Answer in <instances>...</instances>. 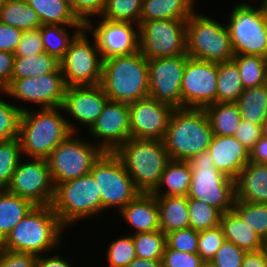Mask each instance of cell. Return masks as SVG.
<instances>
[{"label": "cell", "mask_w": 267, "mask_h": 267, "mask_svg": "<svg viewBox=\"0 0 267 267\" xmlns=\"http://www.w3.org/2000/svg\"><path fill=\"white\" fill-rule=\"evenodd\" d=\"M213 136L203 108H174L163 142L171 160L188 161L208 150Z\"/></svg>", "instance_id": "1"}, {"label": "cell", "mask_w": 267, "mask_h": 267, "mask_svg": "<svg viewBox=\"0 0 267 267\" xmlns=\"http://www.w3.org/2000/svg\"><path fill=\"white\" fill-rule=\"evenodd\" d=\"M59 109L62 110L52 107L22 111L18 139L23 154L46 159L63 140L76 133L75 126L60 115Z\"/></svg>", "instance_id": "2"}, {"label": "cell", "mask_w": 267, "mask_h": 267, "mask_svg": "<svg viewBox=\"0 0 267 267\" xmlns=\"http://www.w3.org/2000/svg\"><path fill=\"white\" fill-rule=\"evenodd\" d=\"M100 85L111 101L131 103L149 96L148 59L139 50L103 60Z\"/></svg>", "instance_id": "3"}, {"label": "cell", "mask_w": 267, "mask_h": 267, "mask_svg": "<svg viewBox=\"0 0 267 267\" xmlns=\"http://www.w3.org/2000/svg\"><path fill=\"white\" fill-rule=\"evenodd\" d=\"M64 229L52 206H35L0 243V248L38 256L60 245Z\"/></svg>", "instance_id": "4"}, {"label": "cell", "mask_w": 267, "mask_h": 267, "mask_svg": "<svg viewBox=\"0 0 267 267\" xmlns=\"http://www.w3.org/2000/svg\"><path fill=\"white\" fill-rule=\"evenodd\" d=\"M114 153L140 193H153L157 189L171 161L164 142L154 139L129 138Z\"/></svg>", "instance_id": "5"}, {"label": "cell", "mask_w": 267, "mask_h": 267, "mask_svg": "<svg viewBox=\"0 0 267 267\" xmlns=\"http://www.w3.org/2000/svg\"><path fill=\"white\" fill-rule=\"evenodd\" d=\"M192 169L188 198L213 205L222 213L233 210L235 181L217 170L208 150L187 161Z\"/></svg>", "instance_id": "6"}, {"label": "cell", "mask_w": 267, "mask_h": 267, "mask_svg": "<svg viewBox=\"0 0 267 267\" xmlns=\"http://www.w3.org/2000/svg\"><path fill=\"white\" fill-rule=\"evenodd\" d=\"M193 12L186 20V54L208 62H227L234 58L227 25Z\"/></svg>", "instance_id": "7"}, {"label": "cell", "mask_w": 267, "mask_h": 267, "mask_svg": "<svg viewBox=\"0 0 267 267\" xmlns=\"http://www.w3.org/2000/svg\"><path fill=\"white\" fill-rule=\"evenodd\" d=\"M51 206L64 227L103 210L100 190L91 173L58 184Z\"/></svg>", "instance_id": "8"}, {"label": "cell", "mask_w": 267, "mask_h": 267, "mask_svg": "<svg viewBox=\"0 0 267 267\" xmlns=\"http://www.w3.org/2000/svg\"><path fill=\"white\" fill-rule=\"evenodd\" d=\"M70 134L46 158L54 186L89 174L93 164L104 153L97 144ZM97 145V146H96Z\"/></svg>", "instance_id": "9"}, {"label": "cell", "mask_w": 267, "mask_h": 267, "mask_svg": "<svg viewBox=\"0 0 267 267\" xmlns=\"http://www.w3.org/2000/svg\"><path fill=\"white\" fill-rule=\"evenodd\" d=\"M229 20L227 28L234 54L267 58V25L261 6L240 3L232 9Z\"/></svg>", "instance_id": "10"}, {"label": "cell", "mask_w": 267, "mask_h": 267, "mask_svg": "<svg viewBox=\"0 0 267 267\" xmlns=\"http://www.w3.org/2000/svg\"><path fill=\"white\" fill-rule=\"evenodd\" d=\"M90 173L100 190L103 210L113 206L121 210L140 193L114 152H104Z\"/></svg>", "instance_id": "11"}, {"label": "cell", "mask_w": 267, "mask_h": 267, "mask_svg": "<svg viewBox=\"0 0 267 267\" xmlns=\"http://www.w3.org/2000/svg\"><path fill=\"white\" fill-rule=\"evenodd\" d=\"M85 31L83 28L74 37L59 61L66 87L93 86L101 82L103 59L96 42L93 47Z\"/></svg>", "instance_id": "12"}, {"label": "cell", "mask_w": 267, "mask_h": 267, "mask_svg": "<svg viewBox=\"0 0 267 267\" xmlns=\"http://www.w3.org/2000/svg\"><path fill=\"white\" fill-rule=\"evenodd\" d=\"M139 50L147 59L186 54V20L139 22Z\"/></svg>", "instance_id": "13"}, {"label": "cell", "mask_w": 267, "mask_h": 267, "mask_svg": "<svg viewBox=\"0 0 267 267\" xmlns=\"http://www.w3.org/2000/svg\"><path fill=\"white\" fill-rule=\"evenodd\" d=\"M8 192L31 201L35 206H51L55 193L47 159L32 158L30 162H19Z\"/></svg>", "instance_id": "14"}, {"label": "cell", "mask_w": 267, "mask_h": 267, "mask_svg": "<svg viewBox=\"0 0 267 267\" xmlns=\"http://www.w3.org/2000/svg\"><path fill=\"white\" fill-rule=\"evenodd\" d=\"M188 55L148 59L149 96L182 108L181 86Z\"/></svg>", "instance_id": "15"}, {"label": "cell", "mask_w": 267, "mask_h": 267, "mask_svg": "<svg viewBox=\"0 0 267 267\" xmlns=\"http://www.w3.org/2000/svg\"><path fill=\"white\" fill-rule=\"evenodd\" d=\"M218 63L188 56L183 74L182 108H205L216 103Z\"/></svg>", "instance_id": "16"}, {"label": "cell", "mask_w": 267, "mask_h": 267, "mask_svg": "<svg viewBox=\"0 0 267 267\" xmlns=\"http://www.w3.org/2000/svg\"><path fill=\"white\" fill-rule=\"evenodd\" d=\"M66 84L60 67L43 76L11 79L4 94L27 102L37 103L42 108L61 107Z\"/></svg>", "instance_id": "17"}, {"label": "cell", "mask_w": 267, "mask_h": 267, "mask_svg": "<svg viewBox=\"0 0 267 267\" xmlns=\"http://www.w3.org/2000/svg\"><path fill=\"white\" fill-rule=\"evenodd\" d=\"M92 26L94 24L89 20L84 28L93 32L94 42L103 60L139 51V26L135 28L133 23L105 19L99 21V26Z\"/></svg>", "instance_id": "18"}, {"label": "cell", "mask_w": 267, "mask_h": 267, "mask_svg": "<svg viewBox=\"0 0 267 267\" xmlns=\"http://www.w3.org/2000/svg\"><path fill=\"white\" fill-rule=\"evenodd\" d=\"M130 138L163 141L174 108L150 96L129 103Z\"/></svg>", "instance_id": "19"}, {"label": "cell", "mask_w": 267, "mask_h": 267, "mask_svg": "<svg viewBox=\"0 0 267 267\" xmlns=\"http://www.w3.org/2000/svg\"><path fill=\"white\" fill-rule=\"evenodd\" d=\"M89 130L103 139L98 145L104 152H115L130 138L129 103L108 100Z\"/></svg>", "instance_id": "20"}, {"label": "cell", "mask_w": 267, "mask_h": 267, "mask_svg": "<svg viewBox=\"0 0 267 267\" xmlns=\"http://www.w3.org/2000/svg\"><path fill=\"white\" fill-rule=\"evenodd\" d=\"M108 100L100 84L67 87L61 109L90 129Z\"/></svg>", "instance_id": "21"}, {"label": "cell", "mask_w": 267, "mask_h": 267, "mask_svg": "<svg viewBox=\"0 0 267 267\" xmlns=\"http://www.w3.org/2000/svg\"><path fill=\"white\" fill-rule=\"evenodd\" d=\"M208 151L214 161L215 168L233 180L250 162V151L234 136L214 135Z\"/></svg>", "instance_id": "22"}, {"label": "cell", "mask_w": 267, "mask_h": 267, "mask_svg": "<svg viewBox=\"0 0 267 267\" xmlns=\"http://www.w3.org/2000/svg\"><path fill=\"white\" fill-rule=\"evenodd\" d=\"M120 213L135 228V234L161 230L158 203L152 193H139Z\"/></svg>", "instance_id": "23"}, {"label": "cell", "mask_w": 267, "mask_h": 267, "mask_svg": "<svg viewBox=\"0 0 267 267\" xmlns=\"http://www.w3.org/2000/svg\"><path fill=\"white\" fill-rule=\"evenodd\" d=\"M235 181V200L267 203V164L249 162Z\"/></svg>", "instance_id": "24"}, {"label": "cell", "mask_w": 267, "mask_h": 267, "mask_svg": "<svg viewBox=\"0 0 267 267\" xmlns=\"http://www.w3.org/2000/svg\"><path fill=\"white\" fill-rule=\"evenodd\" d=\"M220 226L225 240L246 252L263 249V239L234 210L222 213Z\"/></svg>", "instance_id": "25"}, {"label": "cell", "mask_w": 267, "mask_h": 267, "mask_svg": "<svg viewBox=\"0 0 267 267\" xmlns=\"http://www.w3.org/2000/svg\"><path fill=\"white\" fill-rule=\"evenodd\" d=\"M159 208L160 229L166 234L189 228L187 196H155Z\"/></svg>", "instance_id": "26"}, {"label": "cell", "mask_w": 267, "mask_h": 267, "mask_svg": "<svg viewBox=\"0 0 267 267\" xmlns=\"http://www.w3.org/2000/svg\"><path fill=\"white\" fill-rule=\"evenodd\" d=\"M37 13L42 25H66L83 29L71 6L62 0H25Z\"/></svg>", "instance_id": "27"}, {"label": "cell", "mask_w": 267, "mask_h": 267, "mask_svg": "<svg viewBox=\"0 0 267 267\" xmlns=\"http://www.w3.org/2000/svg\"><path fill=\"white\" fill-rule=\"evenodd\" d=\"M195 0H143L140 22L157 19L187 20Z\"/></svg>", "instance_id": "28"}, {"label": "cell", "mask_w": 267, "mask_h": 267, "mask_svg": "<svg viewBox=\"0 0 267 267\" xmlns=\"http://www.w3.org/2000/svg\"><path fill=\"white\" fill-rule=\"evenodd\" d=\"M34 207L31 201L0 190V243Z\"/></svg>", "instance_id": "29"}, {"label": "cell", "mask_w": 267, "mask_h": 267, "mask_svg": "<svg viewBox=\"0 0 267 267\" xmlns=\"http://www.w3.org/2000/svg\"><path fill=\"white\" fill-rule=\"evenodd\" d=\"M192 179V169L187 161L171 160L164 172L154 196H188ZM169 190L162 193L161 186Z\"/></svg>", "instance_id": "30"}, {"label": "cell", "mask_w": 267, "mask_h": 267, "mask_svg": "<svg viewBox=\"0 0 267 267\" xmlns=\"http://www.w3.org/2000/svg\"><path fill=\"white\" fill-rule=\"evenodd\" d=\"M211 129L217 136H233L241 122V115L236 102H216L204 108Z\"/></svg>", "instance_id": "31"}, {"label": "cell", "mask_w": 267, "mask_h": 267, "mask_svg": "<svg viewBox=\"0 0 267 267\" xmlns=\"http://www.w3.org/2000/svg\"><path fill=\"white\" fill-rule=\"evenodd\" d=\"M0 23L22 31L42 26L37 13L25 0H5L0 5Z\"/></svg>", "instance_id": "32"}, {"label": "cell", "mask_w": 267, "mask_h": 267, "mask_svg": "<svg viewBox=\"0 0 267 267\" xmlns=\"http://www.w3.org/2000/svg\"><path fill=\"white\" fill-rule=\"evenodd\" d=\"M236 103L242 120L262 125L267 116V83L244 89Z\"/></svg>", "instance_id": "33"}, {"label": "cell", "mask_w": 267, "mask_h": 267, "mask_svg": "<svg viewBox=\"0 0 267 267\" xmlns=\"http://www.w3.org/2000/svg\"><path fill=\"white\" fill-rule=\"evenodd\" d=\"M59 67V60L45 52L26 57L14 56L11 79L43 76Z\"/></svg>", "instance_id": "34"}, {"label": "cell", "mask_w": 267, "mask_h": 267, "mask_svg": "<svg viewBox=\"0 0 267 267\" xmlns=\"http://www.w3.org/2000/svg\"><path fill=\"white\" fill-rule=\"evenodd\" d=\"M243 90L236 63L233 60L218 63L216 102H236Z\"/></svg>", "instance_id": "35"}, {"label": "cell", "mask_w": 267, "mask_h": 267, "mask_svg": "<svg viewBox=\"0 0 267 267\" xmlns=\"http://www.w3.org/2000/svg\"><path fill=\"white\" fill-rule=\"evenodd\" d=\"M232 60L238 67L244 89L267 83V58L259 55H234Z\"/></svg>", "instance_id": "36"}, {"label": "cell", "mask_w": 267, "mask_h": 267, "mask_svg": "<svg viewBox=\"0 0 267 267\" xmlns=\"http://www.w3.org/2000/svg\"><path fill=\"white\" fill-rule=\"evenodd\" d=\"M81 30L75 29L72 37H70L69 32H66L65 25H42L40 33L45 53L60 61L68 50L70 42Z\"/></svg>", "instance_id": "37"}, {"label": "cell", "mask_w": 267, "mask_h": 267, "mask_svg": "<svg viewBox=\"0 0 267 267\" xmlns=\"http://www.w3.org/2000/svg\"><path fill=\"white\" fill-rule=\"evenodd\" d=\"M135 255L139 259L161 260L166 248V234L162 230L132 234Z\"/></svg>", "instance_id": "38"}, {"label": "cell", "mask_w": 267, "mask_h": 267, "mask_svg": "<svg viewBox=\"0 0 267 267\" xmlns=\"http://www.w3.org/2000/svg\"><path fill=\"white\" fill-rule=\"evenodd\" d=\"M143 0H106L100 16L109 21L129 22L139 26Z\"/></svg>", "instance_id": "39"}, {"label": "cell", "mask_w": 267, "mask_h": 267, "mask_svg": "<svg viewBox=\"0 0 267 267\" xmlns=\"http://www.w3.org/2000/svg\"><path fill=\"white\" fill-rule=\"evenodd\" d=\"M188 212L189 227L198 232L220 225L222 212L213 205L188 198Z\"/></svg>", "instance_id": "40"}, {"label": "cell", "mask_w": 267, "mask_h": 267, "mask_svg": "<svg viewBox=\"0 0 267 267\" xmlns=\"http://www.w3.org/2000/svg\"><path fill=\"white\" fill-rule=\"evenodd\" d=\"M233 210L263 241L267 240V203H247L235 200Z\"/></svg>", "instance_id": "41"}, {"label": "cell", "mask_w": 267, "mask_h": 267, "mask_svg": "<svg viewBox=\"0 0 267 267\" xmlns=\"http://www.w3.org/2000/svg\"><path fill=\"white\" fill-rule=\"evenodd\" d=\"M22 150L18 137L0 141V190L7 189L17 165L20 162Z\"/></svg>", "instance_id": "42"}, {"label": "cell", "mask_w": 267, "mask_h": 267, "mask_svg": "<svg viewBox=\"0 0 267 267\" xmlns=\"http://www.w3.org/2000/svg\"><path fill=\"white\" fill-rule=\"evenodd\" d=\"M22 111L24 108L15 107L0 99V141L18 137Z\"/></svg>", "instance_id": "43"}, {"label": "cell", "mask_w": 267, "mask_h": 267, "mask_svg": "<svg viewBox=\"0 0 267 267\" xmlns=\"http://www.w3.org/2000/svg\"><path fill=\"white\" fill-rule=\"evenodd\" d=\"M110 267H126L136 258L132 236L121 237L113 241L107 249Z\"/></svg>", "instance_id": "44"}, {"label": "cell", "mask_w": 267, "mask_h": 267, "mask_svg": "<svg viewBox=\"0 0 267 267\" xmlns=\"http://www.w3.org/2000/svg\"><path fill=\"white\" fill-rule=\"evenodd\" d=\"M224 241L225 237L220 225L211 229L199 231L197 253L204 261L211 260Z\"/></svg>", "instance_id": "45"}, {"label": "cell", "mask_w": 267, "mask_h": 267, "mask_svg": "<svg viewBox=\"0 0 267 267\" xmlns=\"http://www.w3.org/2000/svg\"><path fill=\"white\" fill-rule=\"evenodd\" d=\"M166 247L186 253H197L198 231L185 228L166 233Z\"/></svg>", "instance_id": "46"}, {"label": "cell", "mask_w": 267, "mask_h": 267, "mask_svg": "<svg viewBox=\"0 0 267 267\" xmlns=\"http://www.w3.org/2000/svg\"><path fill=\"white\" fill-rule=\"evenodd\" d=\"M245 253V250L225 240L211 261L218 267H241Z\"/></svg>", "instance_id": "47"}, {"label": "cell", "mask_w": 267, "mask_h": 267, "mask_svg": "<svg viewBox=\"0 0 267 267\" xmlns=\"http://www.w3.org/2000/svg\"><path fill=\"white\" fill-rule=\"evenodd\" d=\"M204 260L198 253H186L165 248L162 255V267H201Z\"/></svg>", "instance_id": "48"}, {"label": "cell", "mask_w": 267, "mask_h": 267, "mask_svg": "<svg viewBox=\"0 0 267 267\" xmlns=\"http://www.w3.org/2000/svg\"><path fill=\"white\" fill-rule=\"evenodd\" d=\"M45 52L40 28L23 31L21 40L14 52V56L26 57Z\"/></svg>", "instance_id": "49"}, {"label": "cell", "mask_w": 267, "mask_h": 267, "mask_svg": "<svg viewBox=\"0 0 267 267\" xmlns=\"http://www.w3.org/2000/svg\"><path fill=\"white\" fill-rule=\"evenodd\" d=\"M106 0H73L71 9L77 19L85 25L89 16L101 15L105 8Z\"/></svg>", "instance_id": "50"}, {"label": "cell", "mask_w": 267, "mask_h": 267, "mask_svg": "<svg viewBox=\"0 0 267 267\" xmlns=\"http://www.w3.org/2000/svg\"><path fill=\"white\" fill-rule=\"evenodd\" d=\"M37 256L0 248V267H36Z\"/></svg>", "instance_id": "51"}, {"label": "cell", "mask_w": 267, "mask_h": 267, "mask_svg": "<svg viewBox=\"0 0 267 267\" xmlns=\"http://www.w3.org/2000/svg\"><path fill=\"white\" fill-rule=\"evenodd\" d=\"M248 151L262 136L261 125H256L245 120H241L240 125L233 135Z\"/></svg>", "instance_id": "52"}, {"label": "cell", "mask_w": 267, "mask_h": 267, "mask_svg": "<svg viewBox=\"0 0 267 267\" xmlns=\"http://www.w3.org/2000/svg\"><path fill=\"white\" fill-rule=\"evenodd\" d=\"M22 34V30L0 23V51H8L14 54Z\"/></svg>", "instance_id": "53"}, {"label": "cell", "mask_w": 267, "mask_h": 267, "mask_svg": "<svg viewBox=\"0 0 267 267\" xmlns=\"http://www.w3.org/2000/svg\"><path fill=\"white\" fill-rule=\"evenodd\" d=\"M14 54L8 51H0V91H5L11 81L13 71Z\"/></svg>", "instance_id": "54"}, {"label": "cell", "mask_w": 267, "mask_h": 267, "mask_svg": "<svg viewBox=\"0 0 267 267\" xmlns=\"http://www.w3.org/2000/svg\"><path fill=\"white\" fill-rule=\"evenodd\" d=\"M250 162L267 164V136L262 135L250 150Z\"/></svg>", "instance_id": "55"}, {"label": "cell", "mask_w": 267, "mask_h": 267, "mask_svg": "<svg viewBox=\"0 0 267 267\" xmlns=\"http://www.w3.org/2000/svg\"><path fill=\"white\" fill-rule=\"evenodd\" d=\"M241 267H267V255L265 251L260 249L246 252Z\"/></svg>", "instance_id": "56"}, {"label": "cell", "mask_w": 267, "mask_h": 267, "mask_svg": "<svg viewBox=\"0 0 267 267\" xmlns=\"http://www.w3.org/2000/svg\"><path fill=\"white\" fill-rule=\"evenodd\" d=\"M40 256H37L36 267H71L70 263L67 260L61 259L59 255L51 257Z\"/></svg>", "instance_id": "57"}, {"label": "cell", "mask_w": 267, "mask_h": 267, "mask_svg": "<svg viewBox=\"0 0 267 267\" xmlns=\"http://www.w3.org/2000/svg\"><path fill=\"white\" fill-rule=\"evenodd\" d=\"M126 267H162L161 260L133 259Z\"/></svg>", "instance_id": "58"}, {"label": "cell", "mask_w": 267, "mask_h": 267, "mask_svg": "<svg viewBox=\"0 0 267 267\" xmlns=\"http://www.w3.org/2000/svg\"><path fill=\"white\" fill-rule=\"evenodd\" d=\"M261 9H262V12H263V15H264V18L266 21V25H267V0H263V3L261 5Z\"/></svg>", "instance_id": "59"}, {"label": "cell", "mask_w": 267, "mask_h": 267, "mask_svg": "<svg viewBox=\"0 0 267 267\" xmlns=\"http://www.w3.org/2000/svg\"><path fill=\"white\" fill-rule=\"evenodd\" d=\"M261 129H262V135L267 136V116L263 120V123L261 125Z\"/></svg>", "instance_id": "60"}, {"label": "cell", "mask_w": 267, "mask_h": 267, "mask_svg": "<svg viewBox=\"0 0 267 267\" xmlns=\"http://www.w3.org/2000/svg\"><path fill=\"white\" fill-rule=\"evenodd\" d=\"M201 267H218L211 260L203 261Z\"/></svg>", "instance_id": "61"}, {"label": "cell", "mask_w": 267, "mask_h": 267, "mask_svg": "<svg viewBox=\"0 0 267 267\" xmlns=\"http://www.w3.org/2000/svg\"><path fill=\"white\" fill-rule=\"evenodd\" d=\"M263 250L265 251V253L267 255V240L264 241Z\"/></svg>", "instance_id": "62"}, {"label": "cell", "mask_w": 267, "mask_h": 267, "mask_svg": "<svg viewBox=\"0 0 267 267\" xmlns=\"http://www.w3.org/2000/svg\"><path fill=\"white\" fill-rule=\"evenodd\" d=\"M65 1L66 3H68L70 6H72L73 0H62Z\"/></svg>", "instance_id": "63"}]
</instances>
